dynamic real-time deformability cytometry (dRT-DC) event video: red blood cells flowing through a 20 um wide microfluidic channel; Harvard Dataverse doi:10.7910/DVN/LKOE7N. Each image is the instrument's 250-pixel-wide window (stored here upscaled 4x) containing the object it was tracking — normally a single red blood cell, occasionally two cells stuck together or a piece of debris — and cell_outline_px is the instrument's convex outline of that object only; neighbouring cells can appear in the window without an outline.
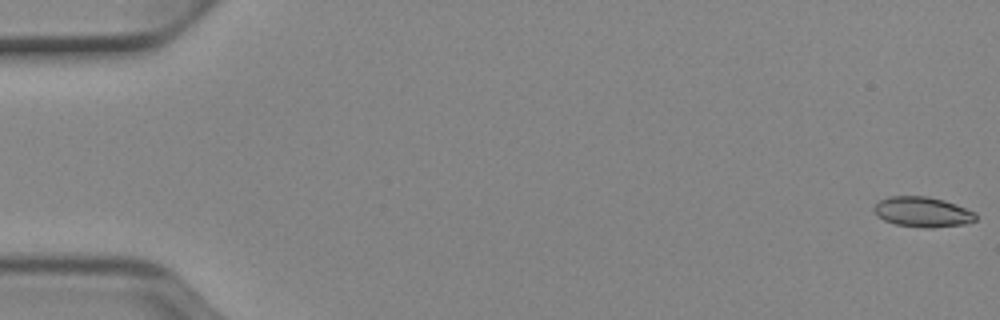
{"species": "Egyptian fruit bat (a non-hibernating species)", "species_latin": "Rousettus aegyptiacus", "temperature_condition": "cold", "stored_images_in_passage": 53, "segment_of_instrument_passage": [1, 2], "camera_frame_rate_fps": 3000, "um_per_image_px": 0.085, "animal": {"sex": "female"}, "frame": {"image": 1, "passage_image": 1, "time_ms": 0.0, "image_size_px": [1000, 320], "cell_outline_px": [[976, 220], [964, 224], [932, 228], [924, 228], [896, 224], [884, 220], [876, 216], [872, 208], [880, 200], [888, 196], [928, 196], [944, 200], [956, 204], [976, 212]], "centroid_in_image_um": [78.41, 18.01], "position_along_channel_um": 6.6, "area_um2": 18.03}}
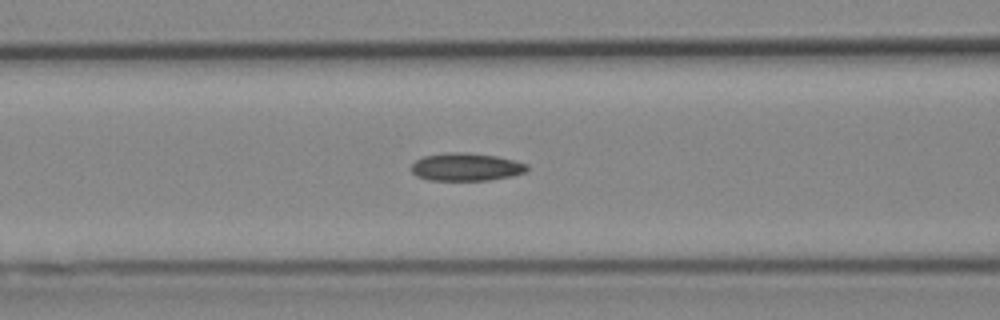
{"frame": {"image": 2, "passage_image": 22, "time_ms": 7.0, "image_size_px": [1000, 320], "cell_outline_px": [[528, 168], [524, 172], [512, 176], [488, 180], [428, 180], [416, 176], [412, 172], [412, 164], [416, 160], [424, 156], [444, 152], [468, 152], [496, 156], [528, 164]], "centroid_in_image_um": [39.59, 14.18], "position_along_channel_um": 127.0, "area_um2": 18.79}}
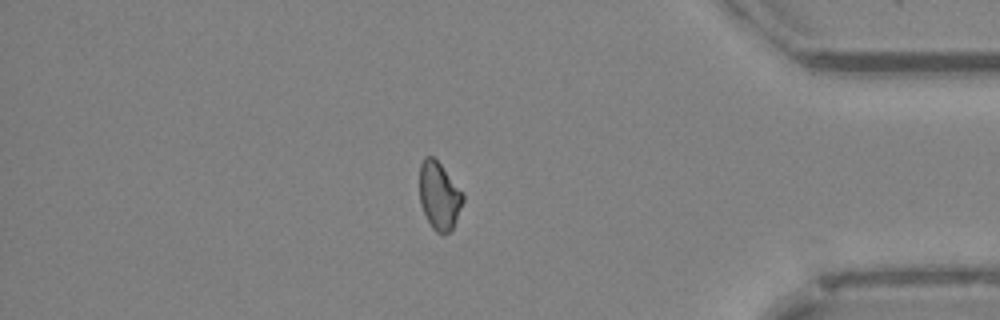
{"frame": {"image": 3, "passage_image": 45, "time_ms": 14.667, "image_size_px": [1000, 320], "cell_outline_px": [[464, 200], [452, 228], [448, 232], [436, 232], [432, 228], [420, 204], [420, 164], [424, 156], [432, 156], [440, 164], [464, 192]], "centroid_in_image_um": [37.33, 16.61], "position_along_channel_um": 397.9, "area_um2": 16.94}}